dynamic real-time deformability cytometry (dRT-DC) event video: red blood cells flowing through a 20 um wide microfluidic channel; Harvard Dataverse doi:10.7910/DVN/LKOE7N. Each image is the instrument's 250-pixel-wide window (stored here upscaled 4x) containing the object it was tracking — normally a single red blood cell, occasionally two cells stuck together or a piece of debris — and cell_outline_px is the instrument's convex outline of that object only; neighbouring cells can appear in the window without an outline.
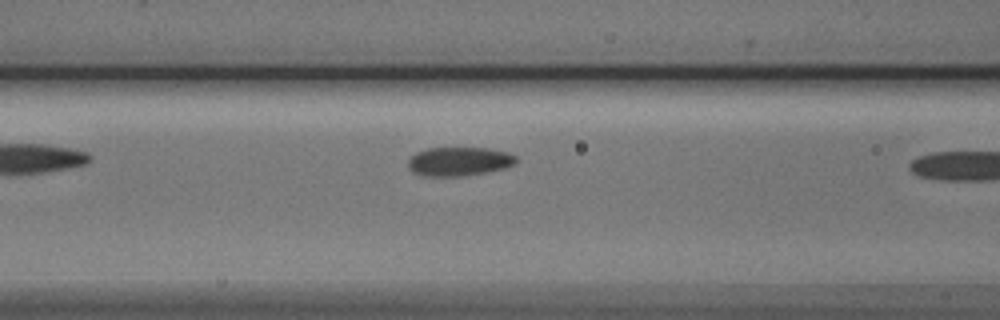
{"species": "Egyptian fruit bat (a non-hibernating species)", "species_latin": "Rousettus aegyptiacus", "temperature_condition": "cold", "stored_images_in_passage": 8, "camera_frame_rate_fps": 3000, "um_per_image_px": 0.085, "animal": {"sex": "male"}, "frame": {"image": 1, "passage_image": 7, "time_ms": 2.0, "image_size_px": [1000, 320], "cell_outline_px": [[516, 164], [504, 168], [488, 172], [460, 176], [424, 176], [412, 172], [408, 168], [408, 156], [416, 152], [428, 148], [488, 148], [508, 152], [516, 156]], "centroid_in_image_um": [38.99, 13.72], "position_along_channel_um": 127.6, "area_um2": 18.38}}